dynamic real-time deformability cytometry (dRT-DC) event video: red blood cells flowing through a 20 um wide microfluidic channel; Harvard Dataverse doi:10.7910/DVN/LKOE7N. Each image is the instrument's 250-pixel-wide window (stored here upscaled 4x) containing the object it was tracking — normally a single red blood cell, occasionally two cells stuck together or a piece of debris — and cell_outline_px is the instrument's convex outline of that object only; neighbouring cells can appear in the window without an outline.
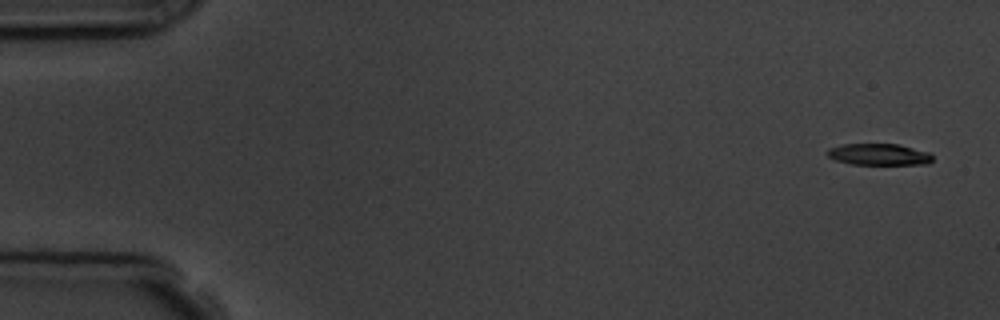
{"species": "common noctule bat (a hibernating species)", "species_latin": "Nyctalus noctula", "temperature_condition": "room temperature", "stored_images_in_passage": 6, "camera_frame_rate_fps": 3000, "um_per_image_px": 0.085, "animal": {"sex": "male", "body_mass_g": 19.5, "forearm_length_mm": 54.6}, "frame": {"image": 1, "passage_image": 1, "time_ms": 0.0, "image_size_px": [1000, 320], "cell_outline_px": [[932, 160], [928, 164], [852, 164], [836, 160], [828, 156], [824, 152], [828, 148], [844, 144], [900, 144], [928, 152], [932, 156]], "centroid_in_image_um": [74.68, 13.12], "position_along_channel_um": 10.3, "area_um2": 13.18}}